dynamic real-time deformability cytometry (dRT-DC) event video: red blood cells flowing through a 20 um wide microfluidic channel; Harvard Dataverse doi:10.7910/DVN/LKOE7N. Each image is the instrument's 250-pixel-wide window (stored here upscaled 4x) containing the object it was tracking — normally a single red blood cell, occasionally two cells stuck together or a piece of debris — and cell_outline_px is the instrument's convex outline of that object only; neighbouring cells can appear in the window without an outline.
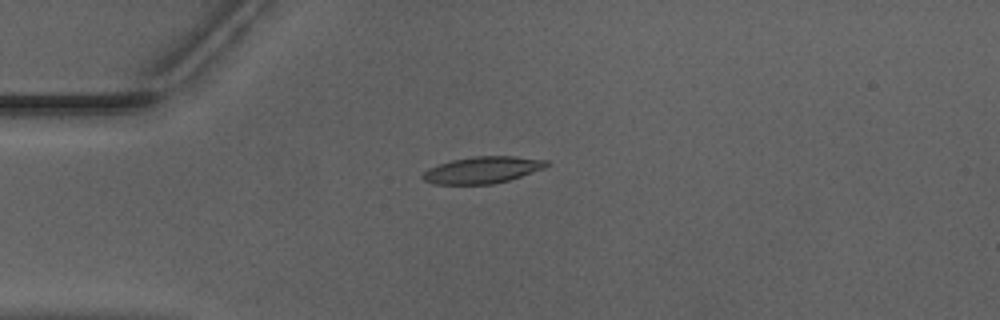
{"species": "Egyptian fruit bat (a non-hibernating species)", "species_latin": "Rousettus aegyptiacus", "temperature_condition": "warm", "stored_images_in_passage": 40, "camera_frame_rate_fps": 3000, "um_per_image_px": 0.085, "animal": {"sex": "male"}, "frame": {"image": 1, "passage_image": 1, "time_ms": 0.0, "image_size_px": [1000, 320], "cell_outline_px": [[552, 164], [544, 168], [508, 180], [492, 184], [432, 184], [424, 180], [420, 176], [428, 168], [452, 160], [476, 156], [512, 156], [548, 160]], "centroid_in_image_um": [41.01, 14.44], "position_along_channel_um": 44.0, "area_um2": 19.19}}
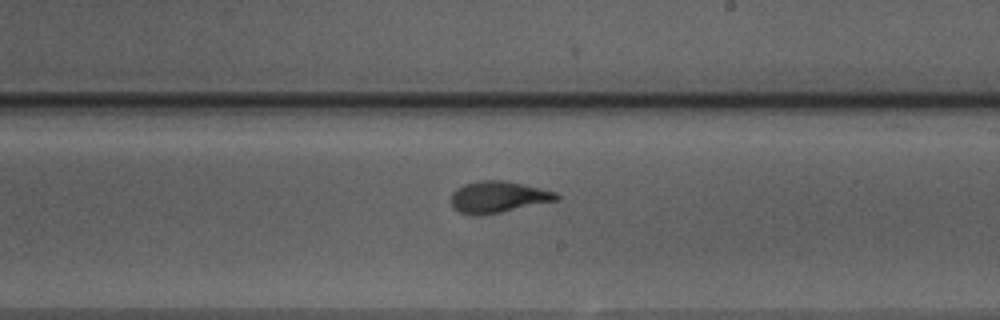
{"frame": {"image": 2, "passage_image": 18, "time_ms": 5.667, "image_size_px": [1000, 320], "cell_outline_px": [[560, 200], [480, 216], [476, 216], [460, 212], [452, 204], [452, 192], [456, 188], [464, 184], [480, 180], [504, 180], [540, 188], [556, 192], [560, 196]], "centroid_in_image_um": [42.36, 16.74], "position_along_channel_um": 246.6, "area_um2": 19.31}}
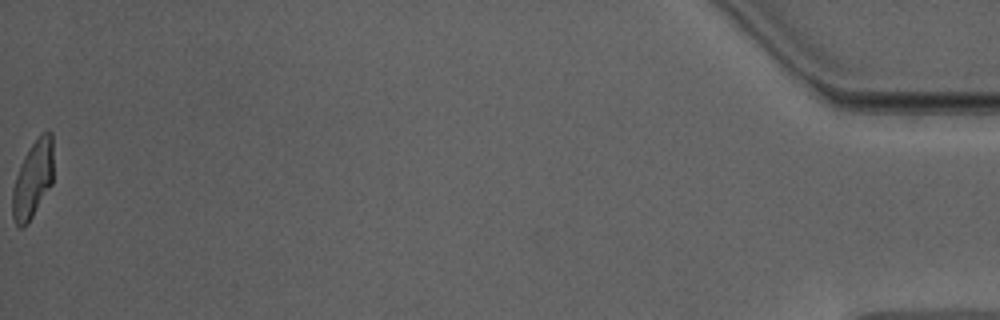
{"frame": {"image": 3, "passage_image": 40, "time_ms": 13.0, "image_size_px": [1000, 320], "cell_outline_px": [[52, 184], [28, 224], [24, 228], [20, 228], [16, 224], [12, 216], [12, 188], [16, 176], [24, 156], [40, 132], [48, 128], [52, 132]], "centroid_in_image_um": [2.79, 15.24], "position_along_channel_um": 432.4, "area_um2": 18.61}, "authors_computed_cell_mechanics": {"area_um2": 19.1029, "velocity_mm_per_s": 3.9608, "shape_relaxation_time_tau1_ms": 5.5774, "shape_relaxation_time_tau2_ms": 1.134, "deformation_change_tau1": 0.2428, "deformation_change_tau2": 0.077}}